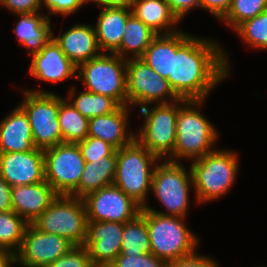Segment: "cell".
Masks as SVG:
<instances>
[{"mask_svg": "<svg viewBox=\"0 0 267 267\" xmlns=\"http://www.w3.org/2000/svg\"><path fill=\"white\" fill-rule=\"evenodd\" d=\"M223 49L217 41L192 35L173 54L172 74L167 80L179 99L205 100L230 76L229 59Z\"/></svg>", "mask_w": 267, "mask_h": 267, "instance_id": "6da1fadb", "label": "cell"}, {"mask_svg": "<svg viewBox=\"0 0 267 267\" xmlns=\"http://www.w3.org/2000/svg\"><path fill=\"white\" fill-rule=\"evenodd\" d=\"M204 102L205 100H187L178 109L176 144L168 161L181 162L183 158L193 161L217 149L212 148L218 138L216 128L197 110L202 108Z\"/></svg>", "mask_w": 267, "mask_h": 267, "instance_id": "7a4b0ae2", "label": "cell"}, {"mask_svg": "<svg viewBox=\"0 0 267 267\" xmlns=\"http://www.w3.org/2000/svg\"><path fill=\"white\" fill-rule=\"evenodd\" d=\"M191 162L193 191L197 203L218 200L234 186L239 169L235 151L216 149Z\"/></svg>", "mask_w": 267, "mask_h": 267, "instance_id": "3957f363", "label": "cell"}, {"mask_svg": "<svg viewBox=\"0 0 267 267\" xmlns=\"http://www.w3.org/2000/svg\"><path fill=\"white\" fill-rule=\"evenodd\" d=\"M151 253L166 262L191 255L197 251L198 236L185 225L184 217L161 215L144 208Z\"/></svg>", "mask_w": 267, "mask_h": 267, "instance_id": "277c9868", "label": "cell"}, {"mask_svg": "<svg viewBox=\"0 0 267 267\" xmlns=\"http://www.w3.org/2000/svg\"><path fill=\"white\" fill-rule=\"evenodd\" d=\"M160 159L136 139L117 149V167L114 185L133 198L142 207L151 191L152 177Z\"/></svg>", "mask_w": 267, "mask_h": 267, "instance_id": "5b68a950", "label": "cell"}, {"mask_svg": "<svg viewBox=\"0 0 267 267\" xmlns=\"http://www.w3.org/2000/svg\"><path fill=\"white\" fill-rule=\"evenodd\" d=\"M181 162L160 160L152 177L151 192L167 210L160 211L144 205L142 208L161 214L186 218L190 202V187L193 186L191 169L186 170Z\"/></svg>", "mask_w": 267, "mask_h": 267, "instance_id": "8992f818", "label": "cell"}, {"mask_svg": "<svg viewBox=\"0 0 267 267\" xmlns=\"http://www.w3.org/2000/svg\"><path fill=\"white\" fill-rule=\"evenodd\" d=\"M186 101L179 99L172 103L154 104L152 109L148 105L139 108L144 123L138 129L139 133L135 134V139L161 161L173 155L178 109Z\"/></svg>", "mask_w": 267, "mask_h": 267, "instance_id": "52a82bcc", "label": "cell"}, {"mask_svg": "<svg viewBox=\"0 0 267 267\" xmlns=\"http://www.w3.org/2000/svg\"><path fill=\"white\" fill-rule=\"evenodd\" d=\"M76 79L85 90L109 96L120 106L127 105L126 59L104 53L77 66Z\"/></svg>", "mask_w": 267, "mask_h": 267, "instance_id": "ba28073f", "label": "cell"}, {"mask_svg": "<svg viewBox=\"0 0 267 267\" xmlns=\"http://www.w3.org/2000/svg\"><path fill=\"white\" fill-rule=\"evenodd\" d=\"M87 210L83 199L59 195L32 224L40 231L66 238L74 246L87 237Z\"/></svg>", "mask_w": 267, "mask_h": 267, "instance_id": "9c48e42d", "label": "cell"}, {"mask_svg": "<svg viewBox=\"0 0 267 267\" xmlns=\"http://www.w3.org/2000/svg\"><path fill=\"white\" fill-rule=\"evenodd\" d=\"M19 106L28 115L36 148L47 149L62 143L58 119L60 96L52 91L22 90Z\"/></svg>", "mask_w": 267, "mask_h": 267, "instance_id": "30bf717a", "label": "cell"}, {"mask_svg": "<svg viewBox=\"0 0 267 267\" xmlns=\"http://www.w3.org/2000/svg\"><path fill=\"white\" fill-rule=\"evenodd\" d=\"M85 160L77 143L62 142L44 150L45 180L59 194L77 197Z\"/></svg>", "mask_w": 267, "mask_h": 267, "instance_id": "8fae6325", "label": "cell"}, {"mask_svg": "<svg viewBox=\"0 0 267 267\" xmlns=\"http://www.w3.org/2000/svg\"><path fill=\"white\" fill-rule=\"evenodd\" d=\"M127 106L172 103L179 98L168 80L140 58L126 59Z\"/></svg>", "mask_w": 267, "mask_h": 267, "instance_id": "7c38bea8", "label": "cell"}, {"mask_svg": "<svg viewBox=\"0 0 267 267\" xmlns=\"http://www.w3.org/2000/svg\"><path fill=\"white\" fill-rule=\"evenodd\" d=\"M88 221L125 223L136 218L142 209L133 198L116 185H108L83 198Z\"/></svg>", "mask_w": 267, "mask_h": 267, "instance_id": "4fadbf2b", "label": "cell"}, {"mask_svg": "<svg viewBox=\"0 0 267 267\" xmlns=\"http://www.w3.org/2000/svg\"><path fill=\"white\" fill-rule=\"evenodd\" d=\"M73 246L66 238L42 232L30 223L25 230L22 245L15 254L16 263L22 267H46Z\"/></svg>", "mask_w": 267, "mask_h": 267, "instance_id": "5bb4252c", "label": "cell"}, {"mask_svg": "<svg viewBox=\"0 0 267 267\" xmlns=\"http://www.w3.org/2000/svg\"><path fill=\"white\" fill-rule=\"evenodd\" d=\"M123 223L88 221L84 246L94 267H109L121 253Z\"/></svg>", "mask_w": 267, "mask_h": 267, "instance_id": "9a60e30c", "label": "cell"}, {"mask_svg": "<svg viewBox=\"0 0 267 267\" xmlns=\"http://www.w3.org/2000/svg\"><path fill=\"white\" fill-rule=\"evenodd\" d=\"M0 176L11 187L45 181L44 150L0 153Z\"/></svg>", "mask_w": 267, "mask_h": 267, "instance_id": "2e32d148", "label": "cell"}, {"mask_svg": "<svg viewBox=\"0 0 267 267\" xmlns=\"http://www.w3.org/2000/svg\"><path fill=\"white\" fill-rule=\"evenodd\" d=\"M31 59L29 72L34 79L54 84L71 76L76 79L77 66L53 37L40 52L31 55Z\"/></svg>", "mask_w": 267, "mask_h": 267, "instance_id": "e0dca14e", "label": "cell"}, {"mask_svg": "<svg viewBox=\"0 0 267 267\" xmlns=\"http://www.w3.org/2000/svg\"><path fill=\"white\" fill-rule=\"evenodd\" d=\"M59 196L45 180L11 189L12 210L29 224L38 218Z\"/></svg>", "mask_w": 267, "mask_h": 267, "instance_id": "ac0fdd59", "label": "cell"}, {"mask_svg": "<svg viewBox=\"0 0 267 267\" xmlns=\"http://www.w3.org/2000/svg\"><path fill=\"white\" fill-rule=\"evenodd\" d=\"M130 109L127 105L119 106L112 113L90 118L88 136L102 139L116 150L130 144L135 139L127 128Z\"/></svg>", "mask_w": 267, "mask_h": 267, "instance_id": "d6986e66", "label": "cell"}, {"mask_svg": "<svg viewBox=\"0 0 267 267\" xmlns=\"http://www.w3.org/2000/svg\"><path fill=\"white\" fill-rule=\"evenodd\" d=\"M52 37L76 66L102 53L97 42L95 28L91 24H74L62 35L55 36L53 33Z\"/></svg>", "mask_w": 267, "mask_h": 267, "instance_id": "ffe728a7", "label": "cell"}, {"mask_svg": "<svg viewBox=\"0 0 267 267\" xmlns=\"http://www.w3.org/2000/svg\"><path fill=\"white\" fill-rule=\"evenodd\" d=\"M35 148L28 115L17 105L0 122V153L26 152Z\"/></svg>", "mask_w": 267, "mask_h": 267, "instance_id": "44dd1931", "label": "cell"}, {"mask_svg": "<svg viewBox=\"0 0 267 267\" xmlns=\"http://www.w3.org/2000/svg\"><path fill=\"white\" fill-rule=\"evenodd\" d=\"M102 8L96 25L94 26L99 48L104 53H116L124 34L131 9L124 7H99Z\"/></svg>", "mask_w": 267, "mask_h": 267, "instance_id": "7402d4cb", "label": "cell"}, {"mask_svg": "<svg viewBox=\"0 0 267 267\" xmlns=\"http://www.w3.org/2000/svg\"><path fill=\"white\" fill-rule=\"evenodd\" d=\"M191 36L182 30L172 34L157 35L140 59L160 76L167 79L172 74L173 54H176V51Z\"/></svg>", "mask_w": 267, "mask_h": 267, "instance_id": "603a6c76", "label": "cell"}, {"mask_svg": "<svg viewBox=\"0 0 267 267\" xmlns=\"http://www.w3.org/2000/svg\"><path fill=\"white\" fill-rule=\"evenodd\" d=\"M131 12L157 35L180 31L176 27L180 21L166 0H135Z\"/></svg>", "mask_w": 267, "mask_h": 267, "instance_id": "cb8c5ba5", "label": "cell"}, {"mask_svg": "<svg viewBox=\"0 0 267 267\" xmlns=\"http://www.w3.org/2000/svg\"><path fill=\"white\" fill-rule=\"evenodd\" d=\"M20 20L17 22L13 32L17 41L23 47L29 49L30 56L40 52L51 40V20L40 12L34 14H17Z\"/></svg>", "mask_w": 267, "mask_h": 267, "instance_id": "d4e9b609", "label": "cell"}, {"mask_svg": "<svg viewBox=\"0 0 267 267\" xmlns=\"http://www.w3.org/2000/svg\"><path fill=\"white\" fill-rule=\"evenodd\" d=\"M117 167V150L99 160L86 162L77 186V197L83 199L88 194L114 183Z\"/></svg>", "mask_w": 267, "mask_h": 267, "instance_id": "484cf974", "label": "cell"}, {"mask_svg": "<svg viewBox=\"0 0 267 267\" xmlns=\"http://www.w3.org/2000/svg\"><path fill=\"white\" fill-rule=\"evenodd\" d=\"M156 36L154 31L131 14L124 28L120 48L115 54L124 59L140 58Z\"/></svg>", "mask_w": 267, "mask_h": 267, "instance_id": "4316f807", "label": "cell"}, {"mask_svg": "<svg viewBox=\"0 0 267 267\" xmlns=\"http://www.w3.org/2000/svg\"><path fill=\"white\" fill-rule=\"evenodd\" d=\"M76 88H72L68 92V102L84 117L92 118L102 116L114 112L120 105L111 97L92 93L89 91H80L75 96ZM72 100V101H71Z\"/></svg>", "mask_w": 267, "mask_h": 267, "instance_id": "83f0119b", "label": "cell"}, {"mask_svg": "<svg viewBox=\"0 0 267 267\" xmlns=\"http://www.w3.org/2000/svg\"><path fill=\"white\" fill-rule=\"evenodd\" d=\"M58 119L62 142L78 143L88 137L89 118L82 116L66 98L61 96Z\"/></svg>", "mask_w": 267, "mask_h": 267, "instance_id": "f1b7e54d", "label": "cell"}, {"mask_svg": "<svg viewBox=\"0 0 267 267\" xmlns=\"http://www.w3.org/2000/svg\"><path fill=\"white\" fill-rule=\"evenodd\" d=\"M151 253L146 219L139 214L131 221L123 223L121 253L131 256Z\"/></svg>", "mask_w": 267, "mask_h": 267, "instance_id": "f546056e", "label": "cell"}, {"mask_svg": "<svg viewBox=\"0 0 267 267\" xmlns=\"http://www.w3.org/2000/svg\"><path fill=\"white\" fill-rule=\"evenodd\" d=\"M29 223L13 210L0 212V248L16 254L24 238Z\"/></svg>", "mask_w": 267, "mask_h": 267, "instance_id": "4dcf8cb0", "label": "cell"}, {"mask_svg": "<svg viewBox=\"0 0 267 267\" xmlns=\"http://www.w3.org/2000/svg\"><path fill=\"white\" fill-rule=\"evenodd\" d=\"M248 46L267 50V10L240 24L234 30Z\"/></svg>", "mask_w": 267, "mask_h": 267, "instance_id": "1f68e13d", "label": "cell"}, {"mask_svg": "<svg viewBox=\"0 0 267 267\" xmlns=\"http://www.w3.org/2000/svg\"><path fill=\"white\" fill-rule=\"evenodd\" d=\"M267 10V0H232L229 11L221 20L233 30L243 22Z\"/></svg>", "mask_w": 267, "mask_h": 267, "instance_id": "d6a6232c", "label": "cell"}, {"mask_svg": "<svg viewBox=\"0 0 267 267\" xmlns=\"http://www.w3.org/2000/svg\"><path fill=\"white\" fill-rule=\"evenodd\" d=\"M82 157L85 162H92V160H99L109 156L115 148L108 142L95 137H86L83 141L77 143Z\"/></svg>", "mask_w": 267, "mask_h": 267, "instance_id": "836d02e7", "label": "cell"}, {"mask_svg": "<svg viewBox=\"0 0 267 267\" xmlns=\"http://www.w3.org/2000/svg\"><path fill=\"white\" fill-rule=\"evenodd\" d=\"M109 267H168V262L159 259L152 253L139 255H118Z\"/></svg>", "mask_w": 267, "mask_h": 267, "instance_id": "e575fe53", "label": "cell"}, {"mask_svg": "<svg viewBox=\"0 0 267 267\" xmlns=\"http://www.w3.org/2000/svg\"><path fill=\"white\" fill-rule=\"evenodd\" d=\"M46 267H94L89 257L88 249L82 246H73L65 255L58 258Z\"/></svg>", "mask_w": 267, "mask_h": 267, "instance_id": "d590c367", "label": "cell"}, {"mask_svg": "<svg viewBox=\"0 0 267 267\" xmlns=\"http://www.w3.org/2000/svg\"><path fill=\"white\" fill-rule=\"evenodd\" d=\"M88 0H41V6H45L47 17L51 19L50 14H62L63 17L77 12Z\"/></svg>", "mask_w": 267, "mask_h": 267, "instance_id": "8d00e7d4", "label": "cell"}, {"mask_svg": "<svg viewBox=\"0 0 267 267\" xmlns=\"http://www.w3.org/2000/svg\"><path fill=\"white\" fill-rule=\"evenodd\" d=\"M0 6L17 14H34L41 9V0H0Z\"/></svg>", "mask_w": 267, "mask_h": 267, "instance_id": "74e56055", "label": "cell"}, {"mask_svg": "<svg viewBox=\"0 0 267 267\" xmlns=\"http://www.w3.org/2000/svg\"><path fill=\"white\" fill-rule=\"evenodd\" d=\"M168 267H219V263L209 256L197 252L168 262Z\"/></svg>", "mask_w": 267, "mask_h": 267, "instance_id": "f35d334b", "label": "cell"}, {"mask_svg": "<svg viewBox=\"0 0 267 267\" xmlns=\"http://www.w3.org/2000/svg\"><path fill=\"white\" fill-rule=\"evenodd\" d=\"M231 3L232 0H200L201 9L208 11L219 20L225 17Z\"/></svg>", "mask_w": 267, "mask_h": 267, "instance_id": "ab89813d", "label": "cell"}, {"mask_svg": "<svg viewBox=\"0 0 267 267\" xmlns=\"http://www.w3.org/2000/svg\"><path fill=\"white\" fill-rule=\"evenodd\" d=\"M170 6L171 11L178 18L179 21L185 18L186 14L196 8H201L200 0H166Z\"/></svg>", "mask_w": 267, "mask_h": 267, "instance_id": "60d3db41", "label": "cell"}, {"mask_svg": "<svg viewBox=\"0 0 267 267\" xmlns=\"http://www.w3.org/2000/svg\"><path fill=\"white\" fill-rule=\"evenodd\" d=\"M12 187L0 176V212L11 211Z\"/></svg>", "mask_w": 267, "mask_h": 267, "instance_id": "b9f144b4", "label": "cell"}, {"mask_svg": "<svg viewBox=\"0 0 267 267\" xmlns=\"http://www.w3.org/2000/svg\"><path fill=\"white\" fill-rule=\"evenodd\" d=\"M94 2L97 7H124L131 9L135 0H88Z\"/></svg>", "mask_w": 267, "mask_h": 267, "instance_id": "7bdbcfd3", "label": "cell"}, {"mask_svg": "<svg viewBox=\"0 0 267 267\" xmlns=\"http://www.w3.org/2000/svg\"><path fill=\"white\" fill-rule=\"evenodd\" d=\"M16 264L15 254L10 250L0 248V267H11Z\"/></svg>", "mask_w": 267, "mask_h": 267, "instance_id": "ee69618b", "label": "cell"}]
</instances>
